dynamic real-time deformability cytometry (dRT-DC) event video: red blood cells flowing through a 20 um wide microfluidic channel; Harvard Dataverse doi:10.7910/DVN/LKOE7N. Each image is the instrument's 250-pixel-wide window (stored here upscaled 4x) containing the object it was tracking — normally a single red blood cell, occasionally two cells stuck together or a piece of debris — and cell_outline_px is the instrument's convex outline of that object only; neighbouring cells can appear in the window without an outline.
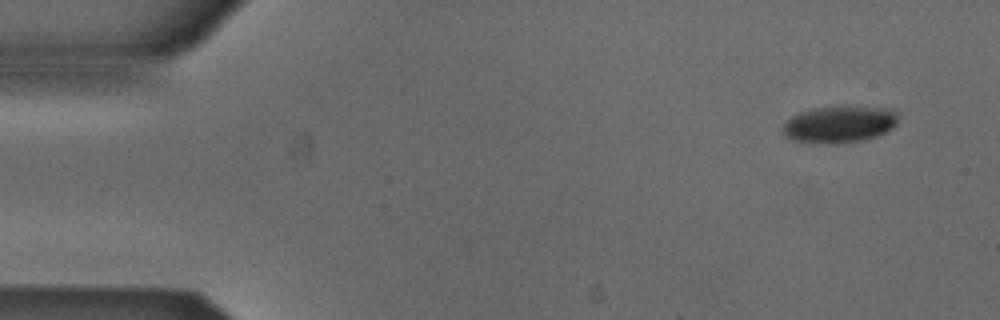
{"species": "Egyptian fruit bat (a non-hibernating species)", "species_latin": "Rousettus aegyptiacus", "temperature_condition": "cold", "stored_images_in_passage": 50, "camera_frame_rate_fps": 3000, "um_per_image_px": 0.085, "animal": {"sex": "male"}, "frame": {"image": 1, "passage_image": 1, "time_ms": 0.0, "image_size_px": [1000, 320], "cell_outline_px": [[896, 124], [892, 128], [876, 136], [860, 140], [836, 144], [832, 144], [792, 140], [784, 136], [780, 132], [780, 128], [792, 116], [800, 112], [812, 108], [840, 104], [844, 104], [888, 108], [896, 112]], "centroid_in_image_um": [71.3, 10.52], "position_along_channel_um": 13.7, "area_um2": 25.32}}
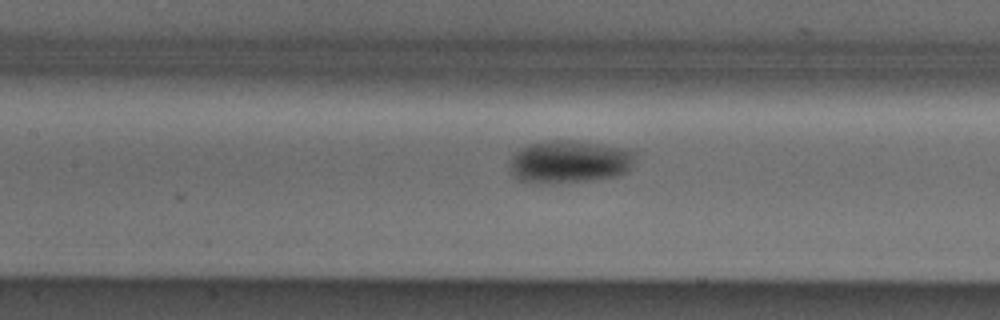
{"frame": {"image": 2, "passage_image": 21, "time_ms": 6.667, "image_size_px": [1000, 320], "cell_outline_px": [[636, 156], [632, 168], [628, 172], [616, 176], [596, 180], [520, 180], [512, 172], [512, 156], [520, 148], [528, 144], [552, 140], [572, 140], [620, 148], [636, 152]], "centroid_in_image_um": [48.5, 13.7], "position_along_channel_um": 158.9, "area_um2": 30.06}}
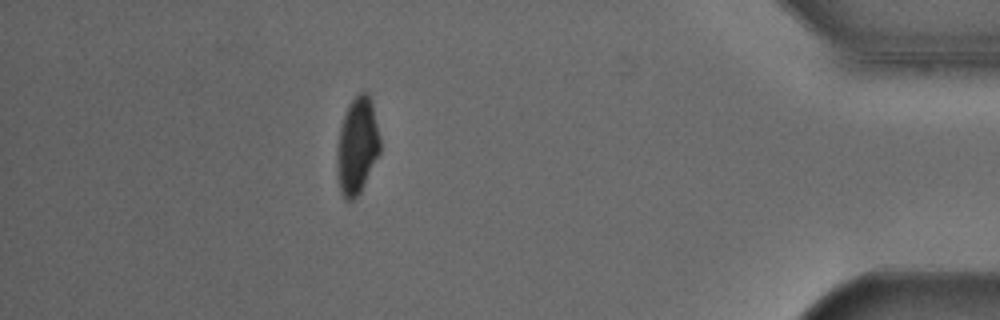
{"frame": {"image": 3, "passage_image": 44, "time_ms": 14.333, "image_size_px": [1000, 320], "cell_outline_px": [[380, 152], [360, 192], [352, 200], [344, 200], [340, 192], [336, 172], [336, 152], [340, 128], [348, 104], [360, 92], [368, 92], [372, 104], [380, 140]], "centroid_in_image_um": [30.33, 12.42], "position_along_channel_um": 404.9, "area_um2": 24.22}, "authors_computed_cell_mechanics": {"area_um2": 27.2238, "velocity_mm_per_s": 3.8707, "shape_relaxation_time_tau1_ms": 2.8441, "shape_relaxation_time_tau2_ms": null, "deformation_change_tau1": 0.0902, "deformation_change_tau2": null}}